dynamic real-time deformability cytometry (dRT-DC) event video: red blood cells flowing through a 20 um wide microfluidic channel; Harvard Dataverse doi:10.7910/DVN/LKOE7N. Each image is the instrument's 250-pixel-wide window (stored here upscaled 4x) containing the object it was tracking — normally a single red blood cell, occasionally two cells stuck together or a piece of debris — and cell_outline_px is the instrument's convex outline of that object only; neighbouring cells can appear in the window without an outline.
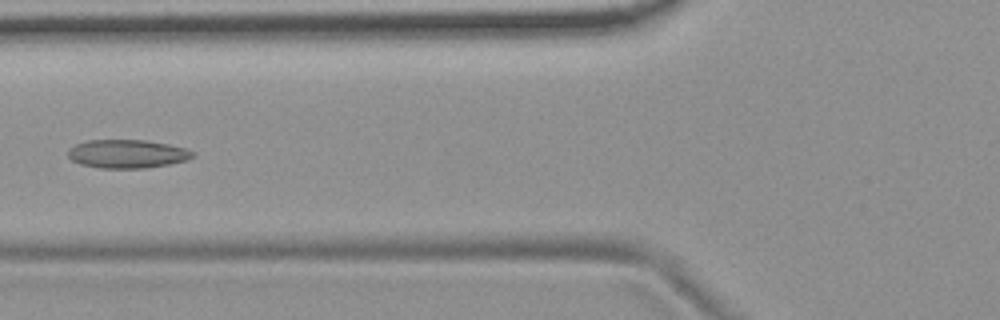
{"species": "common noctule bat (a hibernating species)", "species_latin": "Nyctalus noctula", "temperature_condition": "room temperature", "stored_images_in_passage": 7, "camera_frame_rate_fps": 3000, "um_per_image_px": 0.085, "animal": {"sex": "female", "body_mass_g": 19.9}, "frame": {"image": 1, "passage_image": 7, "time_ms": 7.0, "image_size_px": [1000, 320], "cell_outline_px": [[196, 156], [188, 160], [148, 168], [100, 168], [80, 164], [72, 160], [68, 156], [68, 148], [76, 144], [88, 140], [144, 140], [168, 144], [184, 148], [196, 152]], "centroid_in_image_um": [10.83, 13.08], "position_along_channel_um": 115.0, "area_um2": 20.81}}